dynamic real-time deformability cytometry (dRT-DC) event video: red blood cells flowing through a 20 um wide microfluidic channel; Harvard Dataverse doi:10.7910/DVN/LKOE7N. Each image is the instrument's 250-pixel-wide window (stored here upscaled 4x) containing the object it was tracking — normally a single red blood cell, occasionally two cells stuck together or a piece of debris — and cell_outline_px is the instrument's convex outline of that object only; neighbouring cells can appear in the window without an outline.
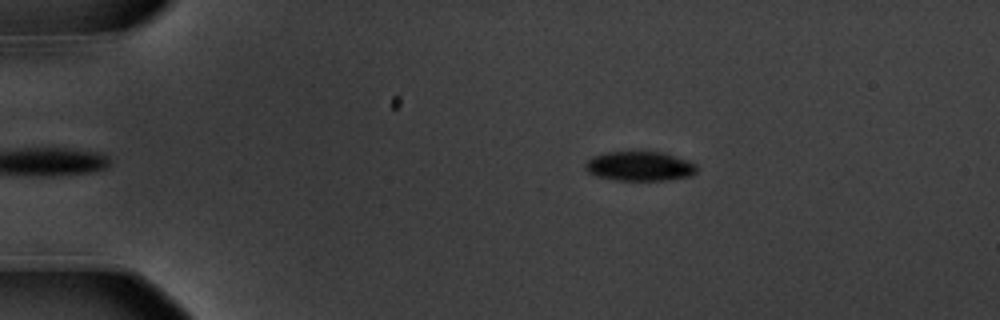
{"species": "common noctule bat (a hibernating species)", "species_latin": "Nyctalus noctula", "temperature_condition": "warm", "stored_images_in_passage": 40, "camera_frame_rate_fps": 3000, "um_per_image_px": 0.085, "animal": {"sex": "male", "body_mass_g": 20.1, "forearm_length_mm": 53.5}, "frame": {"image": 1, "passage_image": 2, "time_ms": 0.333, "image_size_px": [1000, 320], "cell_outline_px": [[696, 172], [692, 176], [668, 180], [616, 180], [596, 176], [588, 172], [584, 168], [584, 164], [592, 156], [608, 152], [664, 152], [696, 164]], "centroid_in_image_um": [54.36, 14.13], "position_along_channel_um": 30.6, "area_um2": 19.13}}
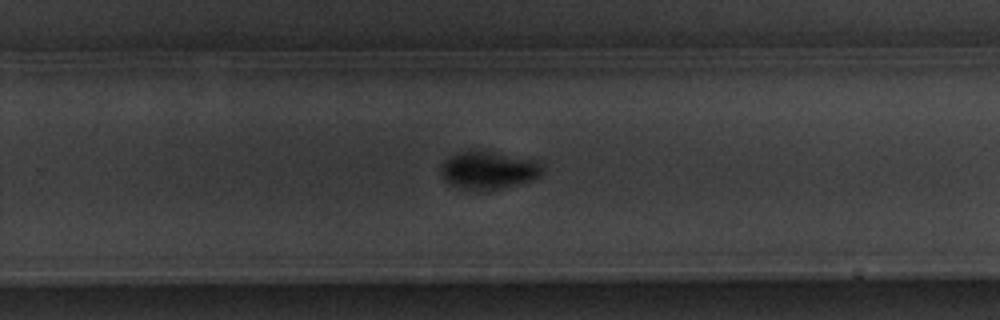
{"frame": {"image": 2, "passage_image": 29, "time_ms": 9.333, "image_size_px": [1000, 320], "cell_outline_px": [[544, 172], [540, 176], [532, 180], [516, 184], [496, 188], [468, 188], [452, 184], [444, 180], [440, 172], [440, 168], [444, 160], [460, 152], [480, 152], [532, 160], [540, 164]], "centroid_in_image_um": [41.5, 14.47], "position_along_channel_um": 288.3, "area_um2": 20.81}}
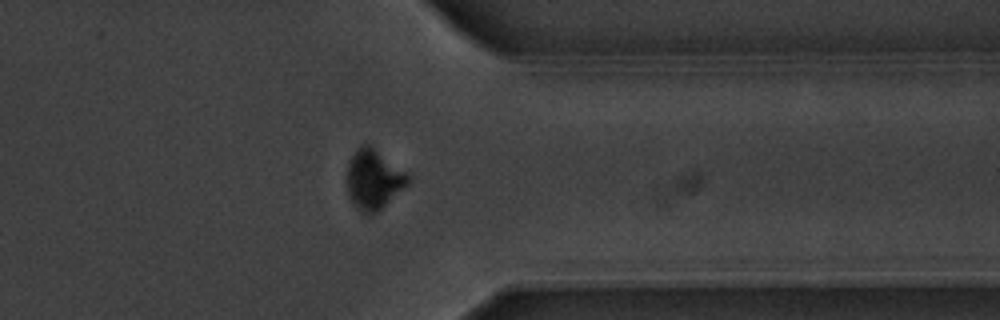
{"frame": {"image": 3, "passage_image": 37, "time_ms": 12.0, "image_size_px": [1000, 320], "cell_outline_px": [[412, 180], [404, 188], [376, 212], [368, 216], [356, 208], [348, 192], [348, 164], [356, 148], [360, 144], [372, 144], [404, 172]], "centroid_in_image_um": [31.75, 15.23], "position_along_channel_um": 379.6, "area_um2": 20.98}, "authors_computed_cell_mechanics": {"area_um2": 21.1259, "velocity_mm_per_s": 3.5682, "shape_relaxation_time_tau1_ms": 1.9328, "shape_relaxation_time_tau2_ms": null, "deformation_change_tau1": 0.1549, "deformation_change_tau2": null}}